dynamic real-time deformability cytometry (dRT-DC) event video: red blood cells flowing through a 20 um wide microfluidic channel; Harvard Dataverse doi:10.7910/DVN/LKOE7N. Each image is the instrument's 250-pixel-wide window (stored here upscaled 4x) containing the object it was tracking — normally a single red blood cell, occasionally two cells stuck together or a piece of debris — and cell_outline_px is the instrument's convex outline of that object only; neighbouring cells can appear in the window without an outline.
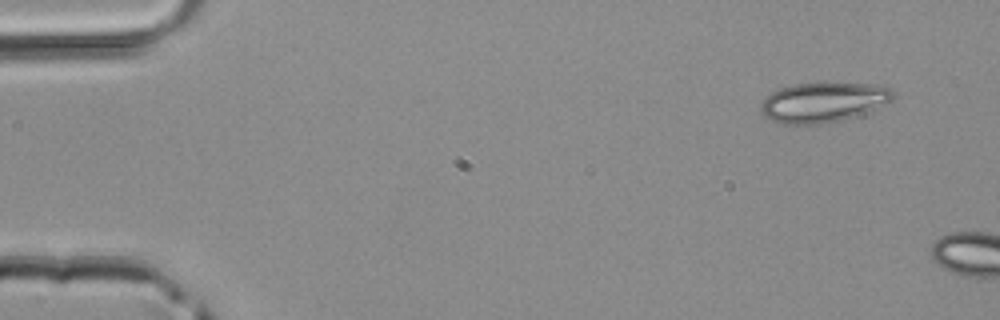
{"species": "common noctule bat (a hibernating species)", "species_latin": "Nyctalus noctula", "temperature_condition": "room temperature", "stored_images_in_passage": 2, "camera_frame_rate_fps": 3000, "um_per_image_px": 0.085, "animal": {"sex": "male", "body_mass_g": 20.4}, "frame": {"image": 1, "passage_image": 1, "time_ms": 0.0, "image_size_px": [1000, 320], "cell_outline_px": [[896, 92], [892, 100], [868, 112], [840, 120], [820, 124], [780, 124], [772, 120], [760, 112], [760, 104], [772, 92], [780, 88], [792, 84], [816, 80], [884, 84]], "centroid_in_image_um": [70.02, 8.63], "position_along_channel_um": 15.0, "area_um2": 31.91}}